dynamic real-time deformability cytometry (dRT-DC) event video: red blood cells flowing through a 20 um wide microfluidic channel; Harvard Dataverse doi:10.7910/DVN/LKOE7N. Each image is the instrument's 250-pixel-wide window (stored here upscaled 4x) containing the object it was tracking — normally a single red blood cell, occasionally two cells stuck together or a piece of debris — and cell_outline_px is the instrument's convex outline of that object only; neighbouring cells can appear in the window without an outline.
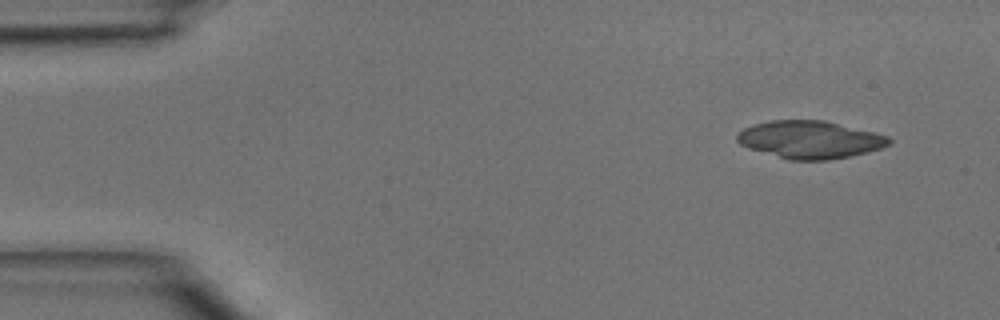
{"species": "common noctule bat (a hibernating species)", "species_latin": "Nyctalus noctula", "temperature_condition": "room temperature", "stored_images_in_passage": 3, "camera_frame_rate_fps": 3000, "um_per_image_px": 0.085, "animal": {"sex": "male", "body_mass_g": 15.6}, "frame": {"image": 1, "passage_image": 1, "time_ms": 0.0, "image_size_px": [1000, 320], "cell_outline_px": [[892, 144], [868, 152], [828, 160], [788, 160], [748, 148], [740, 144], [736, 140], [736, 136], [744, 128], [756, 124], [772, 120], [824, 120], [888, 136], [892, 140]], "centroid_in_image_um": [68.84, 11.87], "position_along_channel_um": 16.2, "area_um2": 33.12}}